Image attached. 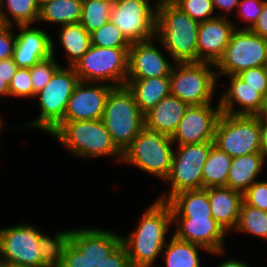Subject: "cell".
<instances>
[{"label": "cell", "mask_w": 267, "mask_h": 267, "mask_svg": "<svg viewBox=\"0 0 267 267\" xmlns=\"http://www.w3.org/2000/svg\"><path fill=\"white\" fill-rule=\"evenodd\" d=\"M173 144L170 136L144 127L123 152L122 161L165 180L171 170Z\"/></svg>", "instance_id": "cell-7"}, {"label": "cell", "mask_w": 267, "mask_h": 267, "mask_svg": "<svg viewBox=\"0 0 267 267\" xmlns=\"http://www.w3.org/2000/svg\"><path fill=\"white\" fill-rule=\"evenodd\" d=\"M126 86L133 93L140 111L145 114L170 95V76L127 79Z\"/></svg>", "instance_id": "cell-24"}, {"label": "cell", "mask_w": 267, "mask_h": 267, "mask_svg": "<svg viewBox=\"0 0 267 267\" xmlns=\"http://www.w3.org/2000/svg\"><path fill=\"white\" fill-rule=\"evenodd\" d=\"M167 203L171 207L172 218L213 217L208 188L181 191L173 195Z\"/></svg>", "instance_id": "cell-25"}, {"label": "cell", "mask_w": 267, "mask_h": 267, "mask_svg": "<svg viewBox=\"0 0 267 267\" xmlns=\"http://www.w3.org/2000/svg\"><path fill=\"white\" fill-rule=\"evenodd\" d=\"M9 96L18 98H29L33 96L30 68H18L9 84Z\"/></svg>", "instance_id": "cell-38"}, {"label": "cell", "mask_w": 267, "mask_h": 267, "mask_svg": "<svg viewBox=\"0 0 267 267\" xmlns=\"http://www.w3.org/2000/svg\"><path fill=\"white\" fill-rule=\"evenodd\" d=\"M17 70L18 67L12 57L0 60V78L8 86Z\"/></svg>", "instance_id": "cell-45"}, {"label": "cell", "mask_w": 267, "mask_h": 267, "mask_svg": "<svg viewBox=\"0 0 267 267\" xmlns=\"http://www.w3.org/2000/svg\"><path fill=\"white\" fill-rule=\"evenodd\" d=\"M188 107L185 102L170 94L144 114V127L171 137Z\"/></svg>", "instance_id": "cell-22"}, {"label": "cell", "mask_w": 267, "mask_h": 267, "mask_svg": "<svg viewBox=\"0 0 267 267\" xmlns=\"http://www.w3.org/2000/svg\"><path fill=\"white\" fill-rule=\"evenodd\" d=\"M170 73V94L188 106L209 104L215 93L217 73L209 62H175ZM178 70V71H177Z\"/></svg>", "instance_id": "cell-6"}, {"label": "cell", "mask_w": 267, "mask_h": 267, "mask_svg": "<svg viewBox=\"0 0 267 267\" xmlns=\"http://www.w3.org/2000/svg\"><path fill=\"white\" fill-rule=\"evenodd\" d=\"M0 267H24V266H20V265H14V264H10V263L0 262Z\"/></svg>", "instance_id": "cell-52"}, {"label": "cell", "mask_w": 267, "mask_h": 267, "mask_svg": "<svg viewBox=\"0 0 267 267\" xmlns=\"http://www.w3.org/2000/svg\"><path fill=\"white\" fill-rule=\"evenodd\" d=\"M10 29V25L0 27V60L13 57L16 35Z\"/></svg>", "instance_id": "cell-43"}, {"label": "cell", "mask_w": 267, "mask_h": 267, "mask_svg": "<svg viewBox=\"0 0 267 267\" xmlns=\"http://www.w3.org/2000/svg\"><path fill=\"white\" fill-rule=\"evenodd\" d=\"M53 43L54 41L52 40V55L39 61L30 68L33 97L48 84L54 73L61 67L54 59L55 51Z\"/></svg>", "instance_id": "cell-36"}, {"label": "cell", "mask_w": 267, "mask_h": 267, "mask_svg": "<svg viewBox=\"0 0 267 267\" xmlns=\"http://www.w3.org/2000/svg\"><path fill=\"white\" fill-rule=\"evenodd\" d=\"M102 1H107L113 4L116 0H102Z\"/></svg>", "instance_id": "cell-54"}, {"label": "cell", "mask_w": 267, "mask_h": 267, "mask_svg": "<svg viewBox=\"0 0 267 267\" xmlns=\"http://www.w3.org/2000/svg\"><path fill=\"white\" fill-rule=\"evenodd\" d=\"M257 116L260 118V122L267 123V97L264 100L261 112Z\"/></svg>", "instance_id": "cell-50"}, {"label": "cell", "mask_w": 267, "mask_h": 267, "mask_svg": "<svg viewBox=\"0 0 267 267\" xmlns=\"http://www.w3.org/2000/svg\"><path fill=\"white\" fill-rule=\"evenodd\" d=\"M128 50L129 48H103L91 45L73 66L79 81L92 83L109 81L112 87L126 85Z\"/></svg>", "instance_id": "cell-8"}, {"label": "cell", "mask_w": 267, "mask_h": 267, "mask_svg": "<svg viewBox=\"0 0 267 267\" xmlns=\"http://www.w3.org/2000/svg\"><path fill=\"white\" fill-rule=\"evenodd\" d=\"M83 0H52L39 8L38 21L60 26L80 23Z\"/></svg>", "instance_id": "cell-27"}, {"label": "cell", "mask_w": 267, "mask_h": 267, "mask_svg": "<svg viewBox=\"0 0 267 267\" xmlns=\"http://www.w3.org/2000/svg\"><path fill=\"white\" fill-rule=\"evenodd\" d=\"M173 2L199 23L218 17V15L212 17L214 12L212 0H173Z\"/></svg>", "instance_id": "cell-37"}, {"label": "cell", "mask_w": 267, "mask_h": 267, "mask_svg": "<svg viewBox=\"0 0 267 267\" xmlns=\"http://www.w3.org/2000/svg\"><path fill=\"white\" fill-rule=\"evenodd\" d=\"M215 67L220 74L228 76L254 67H267V39L250 29H235Z\"/></svg>", "instance_id": "cell-11"}, {"label": "cell", "mask_w": 267, "mask_h": 267, "mask_svg": "<svg viewBox=\"0 0 267 267\" xmlns=\"http://www.w3.org/2000/svg\"><path fill=\"white\" fill-rule=\"evenodd\" d=\"M164 247L166 249L163 254L166 267H201L199 249L209 252L203 246L181 240L175 235Z\"/></svg>", "instance_id": "cell-29"}, {"label": "cell", "mask_w": 267, "mask_h": 267, "mask_svg": "<svg viewBox=\"0 0 267 267\" xmlns=\"http://www.w3.org/2000/svg\"><path fill=\"white\" fill-rule=\"evenodd\" d=\"M0 95L8 96L9 95V86L3 82V79L0 78Z\"/></svg>", "instance_id": "cell-51"}, {"label": "cell", "mask_w": 267, "mask_h": 267, "mask_svg": "<svg viewBox=\"0 0 267 267\" xmlns=\"http://www.w3.org/2000/svg\"><path fill=\"white\" fill-rule=\"evenodd\" d=\"M149 0H116L112 4L110 21L130 43L153 39L156 34V7Z\"/></svg>", "instance_id": "cell-12"}, {"label": "cell", "mask_w": 267, "mask_h": 267, "mask_svg": "<svg viewBox=\"0 0 267 267\" xmlns=\"http://www.w3.org/2000/svg\"><path fill=\"white\" fill-rule=\"evenodd\" d=\"M94 84V85H93ZM79 81L75 86L62 121L102 119L107 97L114 88L108 84Z\"/></svg>", "instance_id": "cell-15"}, {"label": "cell", "mask_w": 267, "mask_h": 267, "mask_svg": "<svg viewBox=\"0 0 267 267\" xmlns=\"http://www.w3.org/2000/svg\"><path fill=\"white\" fill-rule=\"evenodd\" d=\"M243 201L247 205L267 211V181H255L243 193Z\"/></svg>", "instance_id": "cell-40"}, {"label": "cell", "mask_w": 267, "mask_h": 267, "mask_svg": "<svg viewBox=\"0 0 267 267\" xmlns=\"http://www.w3.org/2000/svg\"><path fill=\"white\" fill-rule=\"evenodd\" d=\"M219 267H249V265L239 260H228L219 265Z\"/></svg>", "instance_id": "cell-49"}, {"label": "cell", "mask_w": 267, "mask_h": 267, "mask_svg": "<svg viewBox=\"0 0 267 267\" xmlns=\"http://www.w3.org/2000/svg\"><path fill=\"white\" fill-rule=\"evenodd\" d=\"M229 77L230 88L219 98L221 113L257 116L262 110L265 98L237 75H229ZM236 102L240 107L243 106L242 109L237 111L234 109Z\"/></svg>", "instance_id": "cell-21"}, {"label": "cell", "mask_w": 267, "mask_h": 267, "mask_svg": "<svg viewBox=\"0 0 267 267\" xmlns=\"http://www.w3.org/2000/svg\"><path fill=\"white\" fill-rule=\"evenodd\" d=\"M214 145L232 158L263 153L260 118L221 113L215 127Z\"/></svg>", "instance_id": "cell-5"}, {"label": "cell", "mask_w": 267, "mask_h": 267, "mask_svg": "<svg viewBox=\"0 0 267 267\" xmlns=\"http://www.w3.org/2000/svg\"><path fill=\"white\" fill-rule=\"evenodd\" d=\"M71 242L87 257L94 267H98L105 257L121 244V236L99 229H73Z\"/></svg>", "instance_id": "cell-20"}, {"label": "cell", "mask_w": 267, "mask_h": 267, "mask_svg": "<svg viewBox=\"0 0 267 267\" xmlns=\"http://www.w3.org/2000/svg\"><path fill=\"white\" fill-rule=\"evenodd\" d=\"M61 267H94L87 257L70 241L64 253Z\"/></svg>", "instance_id": "cell-42"}, {"label": "cell", "mask_w": 267, "mask_h": 267, "mask_svg": "<svg viewBox=\"0 0 267 267\" xmlns=\"http://www.w3.org/2000/svg\"><path fill=\"white\" fill-rule=\"evenodd\" d=\"M173 1V0H158V2Z\"/></svg>", "instance_id": "cell-56"}, {"label": "cell", "mask_w": 267, "mask_h": 267, "mask_svg": "<svg viewBox=\"0 0 267 267\" xmlns=\"http://www.w3.org/2000/svg\"><path fill=\"white\" fill-rule=\"evenodd\" d=\"M101 120L122 153L144 128V114L126 85L110 91Z\"/></svg>", "instance_id": "cell-4"}, {"label": "cell", "mask_w": 267, "mask_h": 267, "mask_svg": "<svg viewBox=\"0 0 267 267\" xmlns=\"http://www.w3.org/2000/svg\"><path fill=\"white\" fill-rule=\"evenodd\" d=\"M3 122H2V120H1V115H0V130H1V128H2V124Z\"/></svg>", "instance_id": "cell-55"}, {"label": "cell", "mask_w": 267, "mask_h": 267, "mask_svg": "<svg viewBox=\"0 0 267 267\" xmlns=\"http://www.w3.org/2000/svg\"><path fill=\"white\" fill-rule=\"evenodd\" d=\"M67 68V69H66ZM60 67L48 84L35 96H40L41 113L30 127L42 129L48 134L64 119L68 100L79 82L73 67Z\"/></svg>", "instance_id": "cell-10"}, {"label": "cell", "mask_w": 267, "mask_h": 267, "mask_svg": "<svg viewBox=\"0 0 267 267\" xmlns=\"http://www.w3.org/2000/svg\"><path fill=\"white\" fill-rule=\"evenodd\" d=\"M153 40L131 43L128 50L127 79L170 76L173 65L162 55Z\"/></svg>", "instance_id": "cell-18"}, {"label": "cell", "mask_w": 267, "mask_h": 267, "mask_svg": "<svg viewBox=\"0 0 267 267\" xmlns=\"http://www.w3.org/2000/svg\"><path fill=\"white\" fill-rule=\"evenodd\" d=\"M112 3L102 0H83L80 24L89 32L110 21Z\"/></svg>", "instance_id": "cell-34"}, {"label": "cell", "mask_w": 267, "mask_h": 267, "mask_svg": "<svg viewBox=\"0 0 267 267\" xmlns=\"http://www.w3.org/2000/svg\"><path fill=\"white\" fill-rule=\"evenodd\" d=\"M50 134L73 155L94 158L105 155L122 161L123 153L114 144L101 119L61 121Z\"/></svg>", "instance_id": "cell-3"}, {"label": "cell", "mask_w": 267, "mask_h": 267, "mask_svg": "<svg viewBox=\"0 0 267 267\" xmlns=\"http://www.w3.org/2000/svg\"><path fill=\"white\" fill-rule=\"evenodd\" d=\"M157 3L155 37H158L166 52L170 53L174 63L197 62L199 22L173 1Z\"/></svg>", "instance_id": "cell-2"}, {"label": "cell", "mask_w": 267, "mask_h": 267, "mask_svg": "<svg viewBox=\"0 0 267 267\" xmlns=\"http://www.w3.org/2000/svg\"><path fill=\"white\" fill-rule=\"evenodd\" d=\"M232 157L213 145L202 169L203 188L226 186Z\"/></svg>", "instance_id": "cell-30"}, {"label": "cell", "mask_w": 267, "mask_h": 267, "mask_svg": "<svg viewBox=\"0 0 267 267\" xmlns=\"http://www.w3.org/2000/svg\"><path fill=\"white\" fill-rule=\"evenodd\" d=\"M3 26V23H2V20H1V17H0V27Z\"/></svg>", "instance_id": "cell-57"}, {"label": "cell", "mask_w": 267, "mask_h": 267, "mask_svg": "<svg viewBox=\"0 0 267 267\" xmlns=\"http://www.w3.org/2000/svg\"><path fill=\"white\" fill-rule=\"evenodd\" d=\"M266 1L267 0H240L237 6L239 9V11L237 10V13L242 20L244 19V23L246 21H249L250 23L249 25H246L245 28L243 27L239 29H251L254 26Z\"/></svg>", "instance_id": "cell-41"}, {"label": "cell", "mask_w": 267, "mask_h": 267, "mask_svg": "<svg viewBox=\"0 0 267 267\" xmlns=\"http://www.w3.org/2000/svg\"><path fill=\"white\" fill-rule=\"evenodd\" d=\"M60 43L69 56V66L73 67L78 60L90 49V33L80 24L60 26Z\"/></svg>", "instance_id": "cell-28"}, {"label": "cell", "mask_w": 267, "mask_h": 267, "mask_svg": "<svg viewBox=\"0 0 267 267\" xmlns=\"http://www.w3.org/2000/svg\"><path fill=\"white\" fill-rule=\"evenodd\" d=\"M42 231L22 223L0 229V262L24 267H42L39 237Z\"/></svg>", "instance_id": "cell-13"}, {"label": "cell", "mask_w": 267, "mask_h": 267, "mask_svg": "<svg viewBox=\"0 0 267 267\" xmlns=\"http://www.w3.org/2000/svg\"><path fill=\"white\" fill-rule=\"evenodd\" d=\"M208 200L213 218L225 231L236 228L243 194L227 186L209 187Z\"/></svg>", "instance_id": "cell-23"}, {"label": "cell", "mask_w": 267, "mask_h": 267, "mask_svg": "<svg viewBox=\"0 0 267 267\" xmlns=\"http://www.w3.org/2000/svg\"><path fill=\"white\" fill-rule=\"evenodd\" d=\"M4 3L7 5L8 12L6 11V13L12 15L13 22L17 26L31 25L33 22L38 21L39 7L37 6L36 0H0V17L3 25L12 26L13 23L12 19L4 12Z\"/></svg>", "instance_id": "cell-32"}, {"label": "cell", "mask_w": 267, "mask_h": 267, "mask_svg": "<svg viewBox=\"0 0 267 267\" xmlns=\"http://www.w3.org/2000/svg\"><path fill=\"white\" fill-rule=\"evenodd\" d=\"M260 126H261L263 153L265 154V157H267V123L260 122Z\"/></svg>", "instance_id": "cell-48"}, {"label": "cell", "mask_w": 267, "mask_h": 267, "mask_svg": "<svg viewBox=\"0 0 267 267\" xmlns=\"http://www.w3.org/2000/svg\"><path fill=\"white\" fill-rule=\"evenodd\" d=\"M236 230L267 239V211L247 205L243 201Z\"/></svg>", "instance_id": "cell-33"}, {"label": "cell", "mask_w": 267, "mask_h": 267, "mask_svg": "<svg viewBox=\"0 0 267 267\" xmlns=\"http://www.w3.org/2000/svg\"><path fill=\"white\" fill-rule=\"evenodd\" d=\"M214 142L178 145L173 151L171 170L164 180L171 183V190L157 200L167 202L173 195L203 188L202 169Z\"/></svg>", "instance_id": "cell-9"}, {"label": "cell", "mask_w": 267, "mask_h": 267, "mask_svg": "<svg viewBox=\"0 0 267 267\" xmlns=\"http://www.w3.org/2000/svg\"><path fill=\"white\" fill-rule=\"evenodd\" d=\"M172 222H177L173 234L177 238L203 246L212 254L224 252L226 231L213 217L172 218Z\"/></svg>", "instance_id": "cell-16"}, {"label": "cell", "mask_w": 267, "mask_h": 267, "mask_svg": "<svg viewBox=\"0 0 267 267\" xmlns=\"http://www.w3.org/2000/svg\"><path fill=\"white\" fill-rule=\"evenodd\" d=\"M98 267H132L124 245L121 243Z\"/></svg>", "instance_id": "cell-44"}, {"label": "cell", "mask_w": 267, "mask_h": 267, "mask_svg": "<svg viewBox=\"0 0 267 267\" xmlns=\"http://www.w3.org/2000/svg\"><path fill=\"white\" fill-rule=\"evenodd\" d=\"M172 223L170 205L157 200L143 213L136 231L126 238L121 236L132 267H153Z\"/></svg>", "instance_id": "cell-1"}, {"label": "cell", "mask_w": 267, "mask_h": 267, "mask_svg": "<svg viewBox=\"0 0 267 267\" xmlns=\"http://www.w3.org/2000/svg\"><path fill=\"white\" fill-rule=\"evenodd\" d=\"M72 230L58 232L54 237L41 233L38 243L42 255V267H61L64 253L71 241Z\"/></svg>", "instance_id": "cell-31"}, {"label": "cell", "mask_w": 267, "mask_h": 267, "mask_svg": "<svg viewBox=\"0 0 267 267\" xmlns=\"http://www.w3.org/2000/svg\"><path fill=\"white\" fill-rule=\"evenodd\" d=\"M214 9L219 8L223 11L231 12L235 6L237 7L240 0H212Z\"/></svg>", "instance_id": "cell-47"}, {"label": "cell", "mask_w": 267, "mask_h": 267, "mask_svg": "<svg viewBox=\"0 0 267 267\" xmlns=\"http://www.w3.org/2000/svg\"><path fill=\"white\" fill-rule=\"evenodd\" d=\"M91 45L103 48H130L131 43L125 38L121 30L108 21L99 29L90 33Z\"/></svg>", "instance_id": "cell-35"}, {"label": "cell", "mask_w": 267, "mask_h": 267, "mask_svg": "<svg viewBox=\"0 0 267 267\" xmlns=\"http://www.w3.org/2000/svg\"><path fill=\"white\" fill-rule=\"evenodd\" d=\"M52 0H36L37 2V6L40 8L41 6H43L44 4L51 2Z\"/></svg>", "instance_id": "cell-53"}, {"label": "cell", "mask_w": 267, "mask_h": 267, "mask_svg": "<svg viewBox=\"0 0 267 267\" xmlns=\"http://www.w3.org/2000/svg\"><path fill=\"white\" fill-rule=\"evenodd\" d=\"M250 30L267 39V1L263 5V9L258 20Z\"/></svg>", "instance_id": "cell-46"}, {"label": "cell", "mask_w": 267, "mask_h": 267, "mask_svg": "<svg viewBox=\"0 0 267 267\" xmlns=\"http://www.w3.org/2000/svg\"><path fill=\"white\" fill-rule=\"evenodd\" d=\"M18 25L13 60L18 68H31L52 55V38L41 29Z\"/></svg>", "instance_id": "cell-19"}, {"label": "cell", "mask_w": 267, "mask_h": 267, "mask_svg": "<svg viewBox=\"0 0 267 267\" xmlns=\"http://www.w3.org/2000/svg\"><path fill=\"white\" fill-rule=\"evenodd\" d=\"M220 115L219 102L215 108L210 104L189 106L171 136L173 143L186 145L214 142L215 127Z\"/></svg>", "instance_id": "cell-14"}, {"label": "cell", "mask_w": 267, "mask_h": 267, "mask_svg": "<svg viewBox=\"0 0 267 267\" xmlns=\"http://www.w3.org/2000/svg\"><path fill=\"white\" fill-rule=\"evenodd\" d=\"M265 159L264 153L232 158L226 186L243 194L256 181Z\"/></svg>", "instance_id": "cell-26"}, {"label": "cell", "mask_w": 267, "mask_h": 267, "mask_svg": "<svg viewBox=\"0 0 267 267\" xmlns=\"http://www.w3.org/2000/svg\"><path fill=\"white\" fill-rule=\"evenodd\" d=\"M235 23L224 15L199 23L197 38V62L216 64L223 56L231 36L235 31Z\"/></svg>", "instance_id": "cell-17"}, {"label": "cell", "mask_w": 267, "mask_h": 267, "mask_svg": "<svg viewBox=\"0 0 267 267\" xmlns=\"http://www.w3.org/2000/svg\"><path fill=\"white\" fill-rule=\"evenodd\" d=\"M237 76L264 98L267 97V67L246 69L238 73Z\"/></svg>", "instance_id": "cell-39"}]
</instances>
